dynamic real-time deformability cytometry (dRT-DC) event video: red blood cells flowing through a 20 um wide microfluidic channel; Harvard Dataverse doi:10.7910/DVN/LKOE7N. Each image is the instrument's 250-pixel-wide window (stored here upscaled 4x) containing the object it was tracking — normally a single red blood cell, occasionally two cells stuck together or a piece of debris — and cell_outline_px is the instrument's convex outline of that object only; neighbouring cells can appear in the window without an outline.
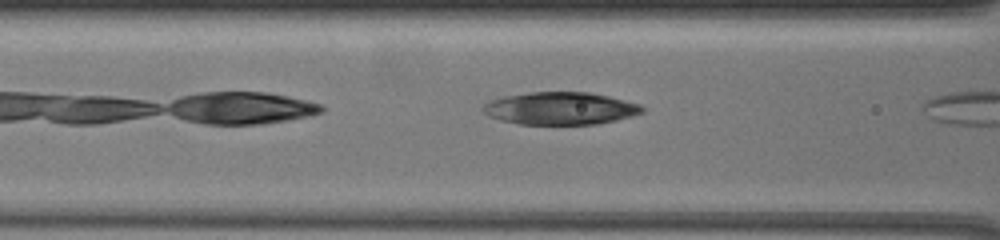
{"species": "common noctule bat (a hibernating species)", "species_latin": "Nyctalus noctula", "temperature_condition": "warm", "stored_images_in_passage": 8, "camera_frame_rate_fps": 3000, "um_per_image_px": 0.085, "animal": {"sex": "female", "body_mass_g": 19.5, "forearm_length_mm": 54.1}, "frame": {"image": 1, "passage_image": 7, "time_ms": 2.0, "image_size_px": [1000, 240], "cell_outline_px": [[644, 112], [632, 116], [616, 120], [596, 124], [520, 124], [500, 120], [488, 116], [484, 112], [484, 104], [492, 100], [504, 96], [528, 92], [588, 92], [608, 96], [640, 104], [644, 108]], "centroid_in_image_um": [47.64, 9.21], "position_along_channel_um": 119.0, "area_um2": 30.06}}